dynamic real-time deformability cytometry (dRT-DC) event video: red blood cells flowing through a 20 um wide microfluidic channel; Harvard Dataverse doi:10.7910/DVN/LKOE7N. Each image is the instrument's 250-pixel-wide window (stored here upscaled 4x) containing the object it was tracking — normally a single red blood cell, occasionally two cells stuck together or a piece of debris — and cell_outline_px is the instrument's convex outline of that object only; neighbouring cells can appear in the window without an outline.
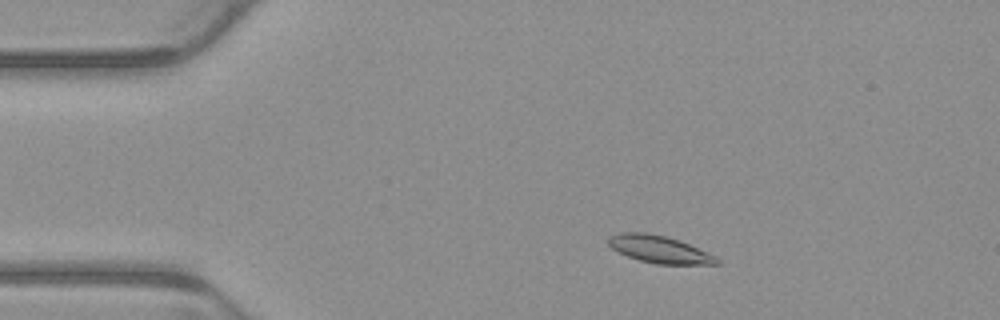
{"species": "common noctule bat (a hibernating species)", "species_latin": "Nyctalus noctula", "temperature_condition": "warm", "stored_images_in_passage": 5, "camera_frame_rate_fps": 3000, "um_per_image_px": 0.085, "animal": {"sex": "male", "body_mass_g": 23.1, "forearm_length_mm": 52.7}, "frame": {"image": 1, "passage_image": 2, "time_ms": 0.333, "image_size_px": [1000, 320], "cell_outline_px": [[720, 264], [656, 264], [640, 260], [628, 256], [612, 248], [608, 244], [608, 236], [620, 232], [648, 232], [680, 240], [716, 256], [720, 260]], "centroid_in_image_um": [56.05, 21.18], "position_along_channel_um": 29.0, "area_um2": 17.22}}
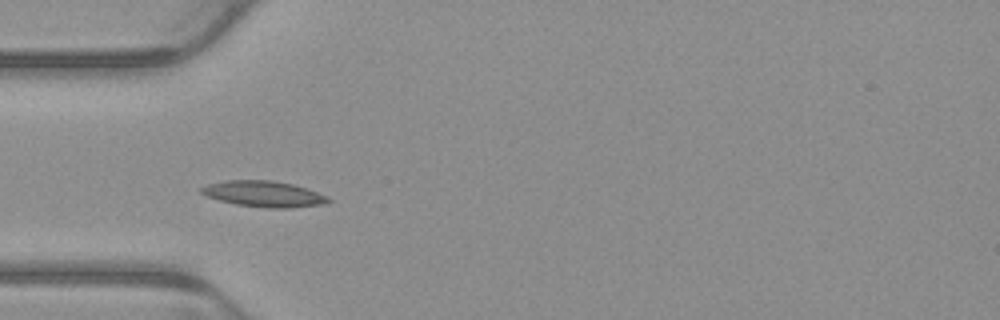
{"frame": {"image": 2, "passage_image": 4, "time_ms": 1.0, "image_size_px": [1000, 320], "cell_outline_px": [[332, 200], [320, 204], [288, 208], [268, 208], [236, 204], [220, 200], [208, 196], [200, 192], [200, 188], [208, 184], [228, 180], [268, 180], [292, 184], [328, 196]], "centroid_in_image_um": [22.4, 16.48], "position_along_channel_um": 62.6, "area_um2": 18.79}}
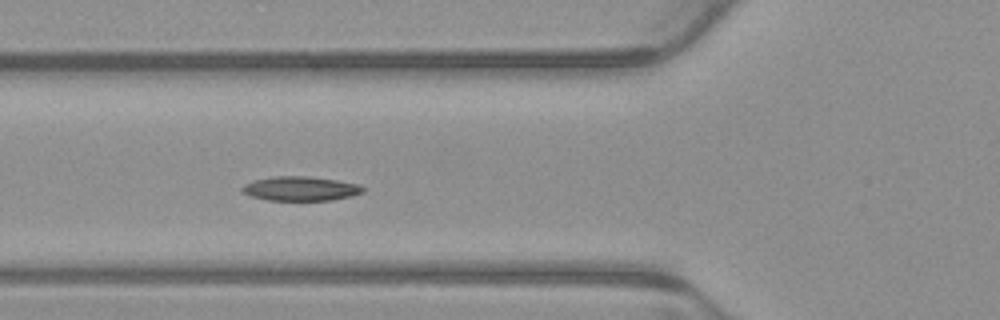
{"frame": {"image": 3, "passage_image": 5, "time_ms": 1.333, "image_size_px": [1000, 320], "cell_outline_px": [[364, 192], [352, 196], [332, 200], [268, 200], [252, 196], [244, 192], [240, 188], [244, 184], [252, 180], [272, 176], [308, 176], [336, 180], [360, 184], [364, 188]], "centroid_in_image_um": [25.55, 16.02], "position_along_channel_um": 100.2, "area_um2": 17.17}}